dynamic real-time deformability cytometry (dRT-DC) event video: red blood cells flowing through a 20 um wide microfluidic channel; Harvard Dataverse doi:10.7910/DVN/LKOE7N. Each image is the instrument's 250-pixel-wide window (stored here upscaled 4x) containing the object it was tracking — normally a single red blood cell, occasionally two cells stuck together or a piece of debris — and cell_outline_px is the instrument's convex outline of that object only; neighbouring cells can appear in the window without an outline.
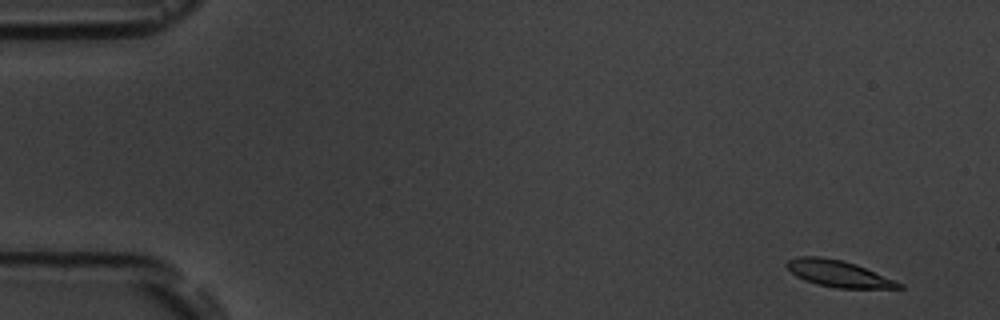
{"species": "common noctule bat (a hibernating species)", "species_latin": "Nyctalus noctula", "temperature_condition": "room temperature", "stored_images_in_passage": 5, "camera_frame_rate_fps": 3000, "um_per_image_px": 0.085, "animal": {"sex": "male", "body_mass_g": 19.5, "forearm_length_mm": 54.6}, "frame": {"image": 1, "passage_image": 1, "time_ms": 0.0, "image_size_px": [1000, 320], "cell_outline_px": [[904, 288], [836, 288], [816, 284], [804, 280], [796, 276], [784, 264], [788, 260], [800, 256], [820, 256], [844, 260], [856, 264], [904, 284]], "centroid_in_image_um": [71.25, 23.25], "position_along_channel_um": 13.7, "area_um2": 17.34}}
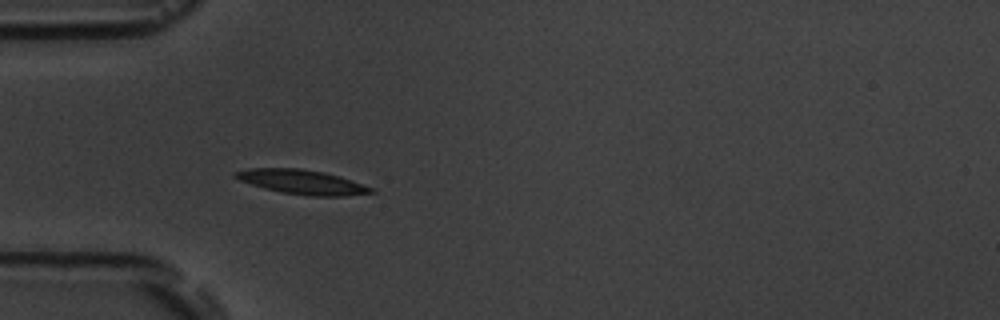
{"frame": {"image": 2, "passage_image": 5, "time_ms": 4.667, "image_size_px": [1000, 320], "cell_outline_px": [[376, 192], [344, 196], [308, 196], [280, 192], [264, 188], [240, 180], [232, 176], [232, 172], [248, 168], [300, 168], [324, 172], [340, 176], [372, 188]], "centroid_in_image_um": [25.63, 15.46], "position_along_channel_um": 59.4, "area_um2": 19.31}}